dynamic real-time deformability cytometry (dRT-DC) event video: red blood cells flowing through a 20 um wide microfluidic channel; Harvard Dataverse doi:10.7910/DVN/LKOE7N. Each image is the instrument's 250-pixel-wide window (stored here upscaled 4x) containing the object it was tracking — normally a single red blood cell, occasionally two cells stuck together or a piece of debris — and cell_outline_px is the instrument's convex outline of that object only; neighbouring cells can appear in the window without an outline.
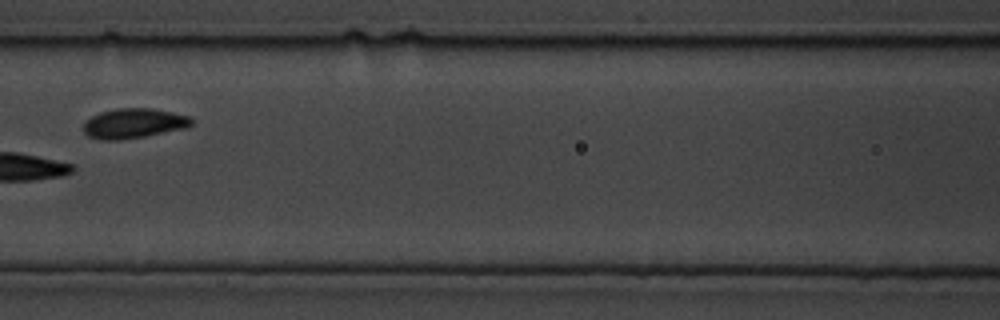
{"species": "common noctule bat (a hibernating species)", "species_latin": "Nyctalus noctula", "temperature_condition": "cold", "stored_images_in_passage": 14, "camera_frame_rate_fps": 3000, "um_per_image_px": 0.085, "animal": {"sex": "male", "body_mass_g": 19.5, "forearm_length_mm": 54.6}, "frame": {"image": 1, "passage_image": 12, "time_ms": 3.667, "image_size_px": [1000, 320], "cell_outline_px": [[192, 124], [188, 128], [144, 136], [120, 140], [100, 140], [88, 136], [84, 132], [84, 124], [92, 116], [100, 112], [120, 108], [152, 108], [188, 116], [192, 120]], "centroid_in_image_um": [11.37, 10.49], "position_along_channel_um": 155.2, "area_um2": 18.67}}